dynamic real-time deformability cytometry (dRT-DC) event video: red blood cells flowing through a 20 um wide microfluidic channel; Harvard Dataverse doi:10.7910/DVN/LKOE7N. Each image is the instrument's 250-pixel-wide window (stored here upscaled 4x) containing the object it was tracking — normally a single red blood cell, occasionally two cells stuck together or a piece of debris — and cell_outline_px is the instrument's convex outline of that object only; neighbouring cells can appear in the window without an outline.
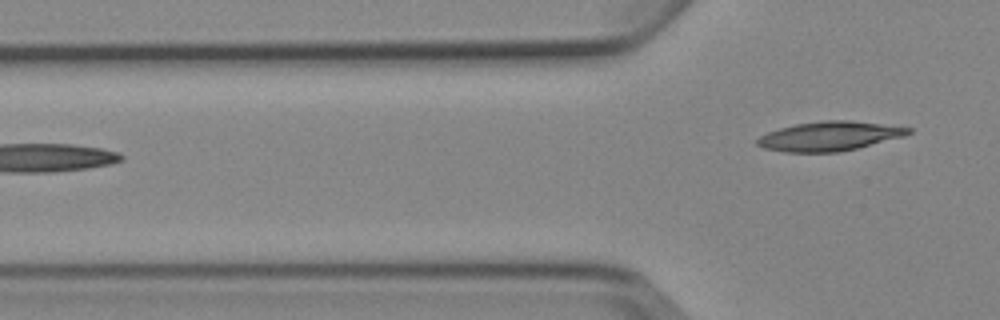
{"species": "Egyptian fruit bat (a non-hibernating species)", "species_latin": "Rousettus aegyptiacus", "temperature_condition": "cold", "stored_images_in_passage": 5, "camera_frame_rate_fps": 3000, "um_per_image_px": 0.085, "animal": {"sex": "female"}, "frame": {"image": 1, "passage_image": 5, "time_ms": 5.0, "image_size_px": [1000, 320], "cell_outline_px": [[912, 132], [904, 136], [840, 152], [784, 152], [764, 148], [756, 144], [756, 140], [760, 136], [768, 132], [780, 128], [796, 124], [824, 120], [852, 120], [912, 128]], "centroid_in_image_um": [70.49, 11.57], "position_along_channel_um": 55.3, "area_um2": 25.66}}